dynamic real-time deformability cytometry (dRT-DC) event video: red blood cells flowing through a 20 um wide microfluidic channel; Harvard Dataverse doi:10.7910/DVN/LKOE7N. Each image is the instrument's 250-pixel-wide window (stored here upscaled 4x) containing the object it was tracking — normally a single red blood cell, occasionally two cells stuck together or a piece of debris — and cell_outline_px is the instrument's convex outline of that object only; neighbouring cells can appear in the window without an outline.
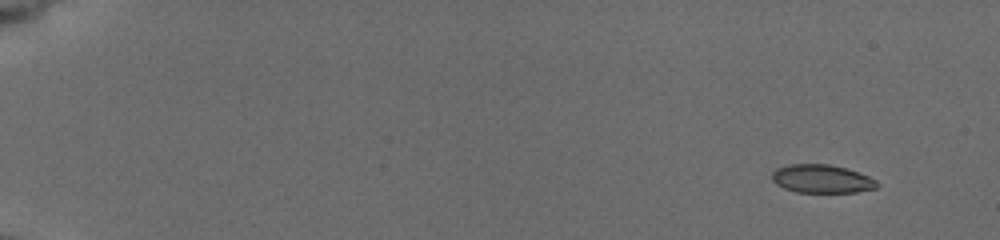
{"species": "common noctule bat (a hibernating species)", "species_latin": "Nyctalus noctula", "temperature_condition": "cold", "stored_images_in_passage": 12, "camera_frame_rate_fps": 3000, "um_per_image_px": 0.085, "animal": {"sex": "female", "body_mass_g": 19.5, "forearm_length_mm": 54.1}, "frame": {"image": 1, "passage_image": 1, "time_ms": 0.0, "image_size_px": [1000, 240], "cell_outline_px": [[880, 184], [876, 188], [856, 192], [796, 192], [784, 188], [776, 184], [772, 180], [772, 172], [776, 168], [788, 164], [828, 164], [844, 168], [868, 176], [876, 180]], "centroid_in_image_um": [69.82, 15.2], "position_along_channel_um": 15.2, "area_um2": 17.28}}
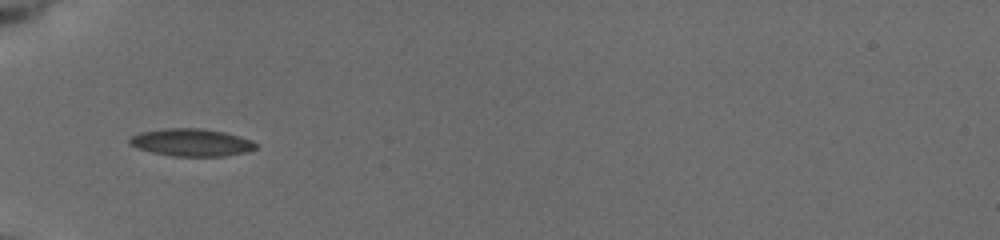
{"frame": {"image": 2, "passage_image": 9, "time_ms": 5.667, "image_size_px": [1000, 240], "cell_outline_px": [[256, 148], [248, 152], [224, 156], [172, 156], [152, 152], [136, 148], [128, 144], [128, 140], [132, 136], [140, 132], [164, 128], [200, 128], [224, 132], [240, 136], [252, 140], [256, 144]], "centroid_in_image_um": [16.26, 12.11], "position_along_channel_um": 68.7, "area_um2": 20.35}}
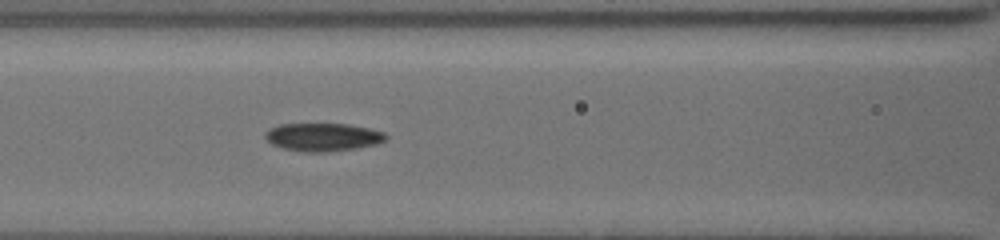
{"frame": {"image": 3, "passage_image": 12, "time_ms": 7.667, "image_size_px": [1000, 240], "cell_outline_px": [[388, 136], [384, 140], [376, 144], [356, 148], [328, 152], [304, 152], [284, 148], [272, 144], [264, 136], [264, 132], [268, 128], [280, 124], [348, 124], [368, 128], [384, 132]], "centroid_in_image_um": [27.42, 11.65], "position_along_channel_um": 139.2, "area_um2": 19.71}}